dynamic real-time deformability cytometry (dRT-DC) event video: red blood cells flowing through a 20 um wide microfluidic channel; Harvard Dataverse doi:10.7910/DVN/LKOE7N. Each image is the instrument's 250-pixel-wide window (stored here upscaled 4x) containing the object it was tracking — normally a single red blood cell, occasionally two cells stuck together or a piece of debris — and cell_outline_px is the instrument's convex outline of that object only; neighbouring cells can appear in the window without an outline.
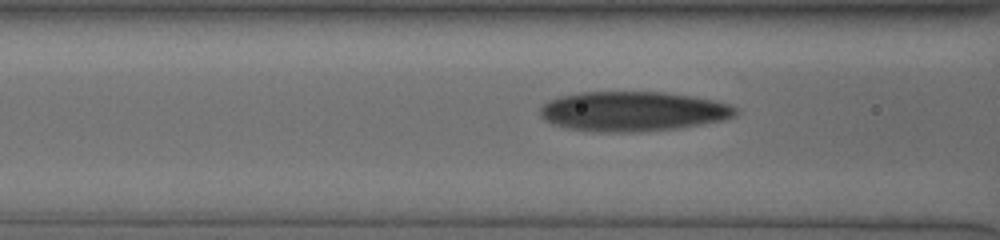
{"species": "human", "species_latin": "Homo sapiens", "temperature_condition": "cold", "stored_images_in_passage": 10, "camera_frame_rate_fps": 3000, "um_per_image_px": 0.085, "donor": {"sex": "male"}, "frame": {"image": 1, "passage_image": 7, "time_ms": 2.0, "image_size_px": [1000, 240], "cell_outline_px": [[736, 116], [720, 120], [700, 124], [676, 128], [640, 132], [600, 132], [568, 128], [544, 120], [540, 116], [540, 108], [548, 100], [560, 96], [580, 92], [664, 92], [692, 96], [712, 100], [728, 104], [736, 108]], "centroid_in_image_um": [53.76, 9.46], "position_along_channel_um": 112.8, "area_um2": 45.03}}